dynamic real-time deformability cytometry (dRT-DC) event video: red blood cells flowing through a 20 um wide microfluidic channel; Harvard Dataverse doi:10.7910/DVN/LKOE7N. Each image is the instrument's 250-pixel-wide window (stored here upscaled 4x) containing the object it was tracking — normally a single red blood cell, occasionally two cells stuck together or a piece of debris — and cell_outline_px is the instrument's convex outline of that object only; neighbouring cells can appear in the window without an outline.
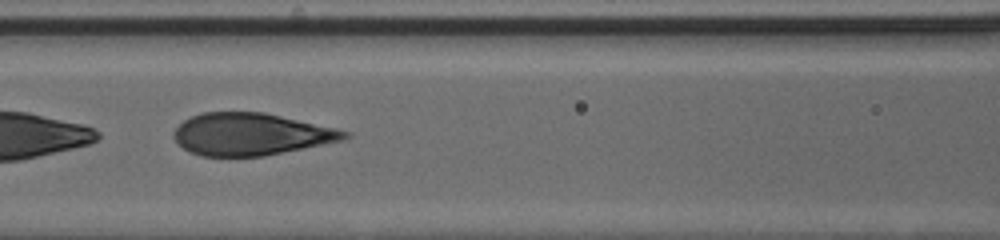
{"species": "human", "species_latin": "Homo sapiens", "temperature_condition": "cold", "stored_images_in_passage": 28, "camera_frame_rate_fps": 3000, "um_per_image_px": 0.085, "donor": {"sex": "male"}, "frame": {"image": 1, "passage_image": 26, "time_ms": 8.333, "image_size_px": [1000, 240], "cell_outline_px": [[352, 136], [344, 140], [264, 156], [200, 156], [184, 148], [172, 136], [176, 128], [184, 120], [200, 112], [264, 112], [336, 128], [352, 132]], "centroid_in_image_um": [21.36, 11.4], "position_along_channel_um": 145.2, "area_um2": 41.91}}